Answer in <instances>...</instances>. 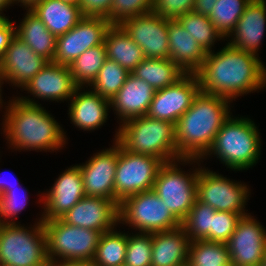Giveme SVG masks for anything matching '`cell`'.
<instances>
[{"mask_svg": "<svg viewBox=\"0 0 266 266\" xmlns=\"http://www.w3.org/2000/svg\"><path fill=\"white\" fill-rule=\"evenodd\" d=\"M111 143L117 140L127 151L170 162L180 159L176 151L175 124L147 115L116 126Z\"/></svg>", "mask_w": 266, "mask_h": 266, "instance_id": "5", "label": "cell"}, {"mask_svg": "<svg viewBox=\"0 0 266 266\" xmlns=\"http://www.w3.org/2000/svg\"><path fill=\"white\" fill-rule=\"evenodd\" d=\"M67 103L70 124L83 132L101 129L110 118V100L89 87H78Z\"/></svg>", "mask_w": 266, "mask_h": 266, "instance_id": "21", "label": "cell"}, {"mask_svg": "<svg viewBox=\"0 0 266 266\" xmlns=\"http://www.w3.org/2000/svg\"><path fill=\"white\" fill-rule=\"evenodd\" d=\"M165 162L162 159L127 151L119 143L114 188L119 204L126 197L153 190L158 172Z\"/></svg>", "mask_w": 266, "mask_h": 266, "instance_id": "11", "label": "cell"}, {"mask_svg": "<svg viewBox=\"0 0 266 266\" xmlns=\"http://www.w3.org/2000/svg\"><path fill=\"white\" fill-rule=\"evenodd\" d=\"M54 180L49 190L38 191L36 195L39 197L36 204L41 206L43 220L60 219L86 196L78 164L65 168Z\"/></svg>", "mask_w": 266, "mask_h": 266, "instance_id": "13", "label": "cell"}, {"mask_svg": "<svg viewBox=\"0 0 266 266\" xmlns=\"http://www.w3.org/2000/svg\"><path fill=\"white\" fill-rule=\"evenodd\" d=\"M265 34L266 0H251L226 41L232 47L259 56Z\"/></svg>", "mask_w": 266, "mask_h": 266, "instance_id": "22", "label": "cell"}, {"mask_svg": "<svg viewBox=\"0 0 266 266\" xmlns=\"http://www.w3.org/2000/svg\"><path fill=\"white\" fill-rule=\"evenodd\" d=\"M187 266H232L227 244L207 240L191 241Z\"/></svg>", "mask_w": 266, "mask_h": 266, "instance_id": "33", "label": "cell"}, {"mask_svg": "<svg viewBox=\"0 0 266 266\" xmlns=\"http://www.w3.org/2000/svg\"><path fill=\"white\" fill-rule=\"evenodd\" d=\"M195 74L201 92L224 97L232 103L247 94L266 90V64L260 56L227 42L217 51L207 52Z\"/></svg>", "mask_w": 266, "mask_h": 266, "instance_id": "1", "label": "cell"}, {"mask_svg": "<svg viewBox=\"0 0 266 266\" xmlns=\"http://www.w3.org/2000/svg\"><path fill=\"white\" fill-rule=\"evenodd\" d=\"M60 219L101 234L122 227L119 225V204L103 197L84 196Z\"/></svg>", "mask_w": 266, "mask_h": 266, "instance_id": "19", "label": "cell"}, {"mask_svg": "<svg viewBox=\"0 0 266 266\" xmlns=\"http://www.w3.org/2000/svg\"><path fill=\"white\" fill-rule=\"evenodd\" d=\"M250 2L251 0H217L214 4L208 17L225 40L233 32Z\"/></svg>", "mask_w": 266, "mask_h": 266, "instance_id": "34", "label": "cell"}, {"mask_svg": "<svg viewBox=\"0 0 266 266\" xmlns=\"http://www.w3.org/2000/svg\"><path fill=\"white\" fill-rule=\"evenodd\" d=\"M42 105L13 96L0 125V133L5 137L8 150L54 153L66 148L69 141L67 131Z\"/></svg>", "mask_w": 266, "mask_h": 266, "instance_id": "2", "label": "cell"}, {"mask_svg": "<svg viewBox=\"0 0 266 266\" xmlns=\"http://www.w3.org/2000/svg\"><path fill=\"white\" fill-rule=\"evenodd\" d=\"M119 142L97 150L79 163L86 196L103 197L115 201L114 180L118 163Z\"/></svg>", "mask_w": 266, "mask_h": 266, "instance_id": "17", "label": "cell"}, {"mask_svg": "<svg viewBox=\"0 0 266 266\" xmlns=\"http://www.w3.org/2000/svg\"><path fill=\"white\" fill-rule=\"evenodd\" d=\"M133 232L156 233L178 228L182 222L153 191L140 192L119 203V225Z\"/></svg>", "mask_w": 266, "mask_h": 266, "instance_id": "8", "label": "cell"}, {"mask_svg": "<svg viewBox=\"0 0 266 266\" xmlns=\"http://www.w3.org/2000/svg\"><path fill=\"white\" fill-rule=\"evenodd\" d=\"M113 0H80L79 9L83 17H103L109 21Z\"/></svg>", "mask_w": 266, "mask_h": 266, "instance_id": "42", "label": "cell"}, {"mask_svg": "<svg viewBox=\"0 0 266 266\" xmlns=\"http://www.w3.org/2000/svg\"><path fill=\"white\" fill-rule=\"evenodd\" d=\"M111 26L103 17H83L70 31L56 37L53 62L69 66L87 49L104 44Z\"/></svg>", "mask_w": 266, "mask_h": 266, "instance_id": "14", "label": "cell"}, {"mask_svg": "<svg viewBox=\"0 0 266 266\" xmlns=\"http://www.w3.org/2000/svg\"><path fill=\"white\" fill-rule=\"evenodd\" d=\"M200 91L197 75L186 73L175 84L155 92L147 116L176 124Z\"/></svg>", "mask_w": 266, "mask_h": 266, "instance_id": "16", "label": "cell"}, {"mask_svg": "<svg viewBox=\"0 0 266 266\" xmlns=\"http://www.w3.org/2000/svg\"><path fill=\"white\" fill-rule=\"evenodd\" d=\"M19 22V23H18ZM15 25V35L20 38L34 53L48 62H53L56 52V37L46 28L40 18L30 9Z\"/></svg>", "mask_w": 266, "mask_h": 266, "instance_id": "26", "label": "cell"}, {"mask_svg": "<svg viewBox=\"0 0 266 266\" xmlns=\"http://www.w3.org/2000/svg\"><path fill=\"white\" fill-rule=\"evenodd\" d=\"M215 210L209 205L195 200L187 217L182 221V227L191 241L203 240L212 230V214Z\"/></svg>", "mask_w": 266, "mask_h": 266, "instance_id": "36", "label": "cell"}, {"mask_svg": "<svg viewBox=\"0 0 266 266\" xmlns=\"http://www.w3.org/2000/svg\"><path fill=\"white\" fill-rule=\"evenodd\" d=\"M127 248V232L114 228L103 232L92 262L95 266H121L124 264Z\"/></svg>", "mask_w": 266, "mask_h": 266, "instance_id": "30", "label": "cell"}, {"mask_svg": "<svg viewBox=\"0 0 266 266\" xmlns=\"http://www.w3.org/2000/svg\"><path fill=\"white\" fill-rule=\"evenodd\" d=\"M129 72L117 62L106 58L96 79L89 88L100 96L111 100L124 85Z\"/></svg>", "mask_w": 266, "mask_h": 266, "instance_id": "35", "label": "cell"}, {"mask_svg": "<svg viewBox=\"0 0 266 266\" xmlns=\"http://www.w3.org/2000/svg\"><path fill=\"white\" fill-rule=\"evenodd\" d=\"M30 10L40 18L55 37L70 31L83 18L78 6L61 0H42Z\"/></svg>", "mask_w": 266, "mask_h": 266, "instance_id": "27", "label": "cell"}, {"mask_svg": "<svg viewBox=\"0 0 266 266\" xmlns=\"http://www.w3.org/2000/svg\"><path fill=\"white\" fill-rule=\"evenodd\" d=\"M254 214L242 216L227 241L232 266H259L263 264L266 249V227Z\"/></svg>", "mask_w": 266, "mask_h": 266, "instance_id": "15", "label": "cell"}, {"mask_svg": "<svg viewBox=\"0 0 266 266\" xmlns=\"http://www.w3.org/2000/svg\"><path fill=\"white\" fill-rule=\"evenodd\" d=\"M42 0H12L13 7L14 4L16 6H20V8H23L24 11L26 9H31L35 4L39 3Z\"/></svg>", "mask_w": 266, "mask_h": 266, "instance_id": "48", "label": "cell"}, {"mask_svg": "<svg viewBox=\"0 0 266 266\" xmlns=\"http://www.w3.org/2000/svg\"><path fill=\"white\" fill-rule=\"evenodd\" d=\"M263 264L266 266V249H265V253H264V261Z\"/></svg>", "mask_w": 266, "mask_h": 266, "instance_id": "51", "label": "cell"}, {"mask_svg": "<svg viewBox=\"0 0 266 266\" xmlns=\"http://www.w3.org/2000/svg\"><path fill=\"white\" fill-rule=\"evenodd\" d=\"M13 6L12 0H0V17H7L4 11Z\"/></svg>", "mask_w": 266, "mask_h": 266, "instance_id": "49", "label": "cell"}, {"mask_svg": "<svg viewBox=\"0 0 266 266\" xmlns=\"http://www.w3.org/2000/svg\"><path fill=\"white\" fill-rule=\"evenodd\" d=\"M196 42L206 51H214L216 43L225 42L208 16L194 11L186 13L177 19Z\"/></svg>", "mask_w": 266, "mask_h": 266, "instance_id": "32", "label": "cell"}, {"mask_svg": "<svg viewBox=\"0 0 266 266\" xmlns=\"http://www.w3.org/2000/svg\"><path fill=\"white\" fill-rule=\"evenodd\" d=\"M217 0H195L193 11L209 16Z\"/></svg>", "mask_w": 266, "mask_h": 266, "instance_id": "45", "label": "cell"}, {"mask_svg": "<svg viewBox=\"0 0 266 266\" xmlns=\"http://www.w3.org/2000/svg\"><path fill=\"white\" fill-rule=\"evenodd\" d=\"M0 155H2L1 151H0ZM1 157L2 156H0V160H1ZM5 172H7V171H5ZM5 174H4V171H0V195H2L3 193H5L8 190H12L16 186L22 185V184H20L21 182H19L18 177L16 178L14 174L8 173L10 175V178H11V179L9 178V180L7 179L8 181L6 179H4Z\"/></svg>", "mask_w": 266, "mask_h": 266, "instance_id": "44", "label": "cell"}, {"mask_svg": "<svg viewBox=\"0 0 266 266\" xmlns=\"http://www.w3.org/2000/svg\"><path fill=\"white\" fill-rule=\"evenodd\" d=\"M233 107L229 99L200 91L175 124L178 156L201 160L212 147L223 123L232 114Z\"/></svg>", "mask_w": 266, "mask_h": 266, "instance_id": "3", "label": "cell"}, {"mask_svg": "<svg viewBox=\"0 0 266 266\" xmlns=\"http://www.w3.org/2000/svg\"><path fill=\"white\" fill-rule=\"evenodd\" d=\"M61 1H63L64 3L70 4V5H73V6H78V7L80 3V0H61Z\"/></svg>", "mask_w": 266, "mask_h": 266, "instance_id": "50", "label": "cell"}, {"mask_svg": "<svg viewBox=\"0 0 266 266\" xmlns=\"http://www.w3.org/2000/svg\"><path fill=\"white\" fill-rule=\"evenodd\" d=\"M29 193L28 189L21 185L0 195V219L3 224H21L17 219L29 205Z\"/></svg>", "mask_w": 266, "mask_h": 266, "instance_id": "37", "label": "cell"}, {"mask_svg": "<svg viewBox=\"0 0 266 266\" xmlns=\"http://www.w3.org/2000/svg\"><path fill=\"white\" fill-rule=\"evenodd\" d=\"M190 242L182 226L152 233L151 266H187Z\"/></svg>", "mask_w": 266, "mask_h": 266, "instance_id": "25", "label": "cell"}, {"mask_svg": "<svg viewBox=\"0 0 266 266\" xmlns=\"http://www.w3.org/2000/svg\"><path fill=\"white\" fill-rule=\"evenodd\" d=\"M10 17H0V59L9 46L10 40L15 36L16 20Z\"/></svg>", "mask_w": 266, "mask_h": 266, "instance_id": "43", "label": "cell"}, {"mask_svg": "<svg viewBox=\"0 0 266 266\" xmlns=\"http://www.w3.org/2000/svg\"><path fill=\"white\" fill-rule=\"evenodd\" d=\"M239 116L232 113L223 123L202 163L217 158L230 172L247 171L259 163L263 149L259 126L248 115Z\"/></svg>", "mask_w": 266, "mask_h": 266, "instance_id": "4", "label": "cell"}, {"mask_svg": "<svg viewBox=\"0 0 266 266\" xmlns=\"http://www.w3.org/2000/svg\"><path fill=\"white\" fill-rule=\"evenodd\" d=\"M107 58L105 44L87 49L70 65L74 82L78 87H89L96 79Z\"/></svg>", "mask_w": 266, "mask_h": 266, "instance_id": "31", "label": "cell"}, {"mask_svg": "<svg viewBox=\"0 0 266 266\" xmlns=\"http://www.w3.org/2000/svg\"><path fill=\"white\" fill-rule=\"evenodd\" d=\"M152 6L153 0H113L109 21L120 25L127 19L151 12Z\"/></svg>", "mask_w": 266, "mask_h": 266, "instance_id": "39", "label": "cell"}, {"mask_svg": "<svg viewBox=\"0 0 266 266\" xmlns=\"http://www.w3.org/2000/svg\"><path fill=\"white\" fill-rule=\"evenodd\" d=\"M195 0H153L152 12L169 20H176L192 12Z\"/></svg>", "mask_w": 266, "mask_h": 266, "instance_id": "41", "label": "cell"}, {"mask_svg": "<svg viewBox=\"0 0 266 266\" xmlns=\"http://www.w3.org/2000/svg\"><path fill=\"white\" fill-rule=\"evenodd\" d=\"M241 217L239 213L215 211L212 214V230L203 240L226 244Z\"/></svg>", "mask_w": 266, "mask_h": 266, "instance_id": "40", "label": "cell"}, {"mask_svg": "<svg viewBox=\"0 0 266 266\" xmlns=\"http://www.w3.org/2000/svg\"><path fill=\"white\" fill-rule=\"evenodd\" d=\"M155 92L147 82L129 73L124 85L110 100L116 122L121 125L126 120L147 115Z\"/></svg>", "mask_w": 266, "mask_h": 266, "instance_id": "23", "label": "cell"}, {"mask_svg": "<svg viewBox=\"0 0 266 266\" xmlns=\"http://www.w3.org/2000/svg\"><path fill=\"white\" fill-rule=\"evenodd\" d=\"M131 73L156 91L175 84L186 74L170 58H145Z\"/></svg>", "mask_w": 266, "mask_h": 266, "instance_id": "29", "label": "cell"}, {"mask_svg": "<svg viewBox=\"0 0 266 266\" xmlns=\"http://www.w3.org/2000/svg\"><path fill=\"white\" fill-rule=\"evenodd\" d=\"M186 165L192 167L186 171ZM202 166V161L195 158L165 162L154 182L153 191L181 222L197 199V179Z\"/></svg>", "mask_w": 266, "mask_h": 266, "instance_id": "6", "label": "cell"}, {"mask_svg": "<svg viewBox=\"0 0 266 266\" xmlns=\"http://www.w3.org/2000/svg\"><path fill=\"white\" fill-rule=\"evenodd\" d=\"M48 266H95L92 261L49 262Z\"/></svg>", "mask_w": 266, "mask_h": 266, "instance_id": "47", "label": "cell"}, {"mask_svg": "<svg viewBox=\"0 0 266 266\" xmlns=\"http://www.w3.org/2000/svg\"><path fill=\"white\" fill-rule=\"evenodd\" d=\"M49 262L92 261L101 233L66 224L61 219L43 220Z\"/></svg>", "mask_w": 266, "mask_h": 266, "instance_id": "9", "label": "cell"}, {"mask_svg": "<svg viewBox=\"0 0 266 266\" xmlns=\"http://www.w3.org/2000/svg\"><path fill=\"white\" fill-rule=\"evenodd\" d=\"M77 88L69 66L48 62L20 89L29 95L23 96L19 92L15 96L31 104H42L39 100L44 103L45 101L64 103V101L69 102Z\"/></svg>", "mask_w": 266, "mask_h": 266, "instance_id": "12", "label": "cell"}, {"mask_svg": "<svg viewBox=\"0 0 266 266\" xmlns=\"http://www.w3.org/2000/svg\"><path fill=\"white\" fill-rule=\"evenodd\" d=\"M107 58L114 60L131 73L144 59L143 50L119 25L107 31L105 42Z\"/></svg>", "mask_w": 266, "mask_h": 266, "instance_id": "28", "label": "cell"}, {"mask_svg": "<svg viewBox=\"0 0 266 266\" xmlns=\"http://www.w3.org/2000/svg\"><path fill=\"white\" fill-rule=\"evenodd\" d=\"M251 191L248 183L227 178V175L215 172L204 164L199 170L197 200L209 205L215 211L239 213L242 216L249 214L246 206Z\"/></svg>", "mask_w": 266, "mask_h": 266, "instance_id": "10", "label": "cell"}, {"mask_svg": "<svg viewBox=\"0 0 266 266\" xmlns=\"http://www.w3.org/2000/svg\"><path fill=\"white\" fill-rule=\"evenodd\" d=\"M170 59L185 73H196L202 66L207 52L176 20L168 19Z\"/></svg>", "mask_w": 266, "mask_h": 266, "instance_id": "24", "label": "cell"}, {"mask_svg": "<svg viewBox=\"0 0 266 266\" xmlns=\"http://www.w3.org/2000/svg\"><path fill=\"white\" fill-rule=\"evenodd\" d=\"M48 61L28 47L16 35L10 40L3 57L0 59V74L9 87L16 93L32 79Z\"/></svg>", "mask_w": 266, "mask_h": 266, "instance_id": "20", "label": "cell"}, {"mask_svg": "<svg viewBox=\"0 0 266 266\" xmlns=\"http://www.w3.org/2000/svg\"><path fill=\"white\" fill-rule=\"evenodd\" d=\"M151 256L152 233L127 231V248L124 264L128 266H151Z\"/></svg>", "mask_w": 266, "mask_h": 266, "instance_id": "38", "label": "cell"}, {"mask_svg": "<svg viewBox=\"0 0 266 266\" xmlns=\"http://www.w3.org/2000/svg\"><path fill=\"white\" fill-rule=\"evenodd\" d=\"M6 83V84H5ZM7 85V81L3 78V76L0 74V111L3 113L2 117L1 118V122H0V125L2 124L3 122V119L5 117V113L8 111L9 109V106H10V103L12 101V98L15 94H12V97L9 98L8 101L4 100L3 98V85ZM5 101V102H4ZM7 102V103H6ZM3 110V111H2Z\"/></svg>", "mask_w": 266, "mask_h": 266, "instance_id": "46", "label": "cell"}, {"mask_svg": "<svg viewBox=\"0 0 266 266\" xmlns=\"http://www.w3.org/2000/svg\"><path fill=\"white\" fill-rule=\"evenodd\" d=\"M119 26L143 50L145 58L170 57L168 19L151 11L127 19Z\"/></svg>", "mask_w": 266, "mask_h": 266, "instance_id": "18", "label": "cell"}, {"mask_svg": "<svg viewBox=\"0 0 266 266\" xmlns=\"http://www.w3.org/2000/svg\"><path fill=\"white\" fill-rule=\"evenodd\" d=\"M40 211L33 225L2 224L0 266H48L46 233Z\"/></svg>", "mask_w": 266, "mask_h": 266, "instance_id": "7", "label": "cell"}]
</instances>
